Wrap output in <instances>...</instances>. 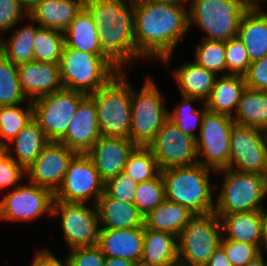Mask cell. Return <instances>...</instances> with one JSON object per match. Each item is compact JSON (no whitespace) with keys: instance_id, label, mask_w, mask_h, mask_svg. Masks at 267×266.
Listing matches in <instances>:
<instances>
[{"instance_id":"48","label":"cell","mask_w":267,"mask_h":266,"mask_svg":"<svg viewBox=\"0 0 267 266\" xmlns=\"http://www.w3.org/2000/svg\"><path fill=\"white\" fill-rule=\"evenodd\" d=\"M31 266H69L67 257L65 262L57 259L49 250L39 251L32 260Z\"/></svg>"},{"instance_id":"7","label":"cell","mask_w":267,"mask_h":266,"mask_svg":"<svg viewBox=\"0 0 267 266\" xmlns=\"http://www.w3.org/2000/svg\"><path fill=\"white\" fill-rule=\"evenodd\" d=\"M216 173L224 175L223 184L215 202L216 215L264 211L260 203L267 197L266 175L229 168Z\"/></svg>"},{"instance_id":"53","label":"cell","mask_w":267,"mask_h":266,"mask_svg":"<svg viewBox=\"0 0 267 266\" xmlns=\"http://www.w3.org/2000/svg\"><path fill=\"white\" fill-rule=\"evenodd\" d=\"M155 3L168 4V5H185L187 0H149Z\"/></svg>"},{"instance_id":"4","label":"cell","mask_w":267,"mask_h":266,"mask_svg":"<svg viewBox=\"0 0 267 266\" xmlns=\"http://www.w3.org/2000/svg\"><path fill=\"white\" fill-rule=\"evenodd\" d=\"M198 162L188 166L161 170L165 185L166 200L187 207L194 214L214 212L215 204L211 191L210 172Z\"/></svg>"},{"instance_id":"41","label":"cell","mask_w":267,"mask_h":266,"mask_svg":"<svg viewBox=\"0 0 267 266\" xmlns=\"http://www.w3.org/2000/svg\"><path fill=\"white\" fill-rule=\"evenodd\" d=\"M226 71L228 74L244 75L251 64L243 42L234 37L225 41Z\"/></svg>"},{"instance_id":"39","label":"cell","mask_w":267,"mask_h":266,"mask_svg":"<svg viewBox=\"0 0 267 266\" xmlns=\"http://www.w3.org/2000/svg\"><path fill=\"white\" fill-rule=\"evenodd\" d=\"M196 46L195 62L203 66L208 71L214 72L217 76L219 72H226L225 41L201 39Z\"/></svg>"},{"instance_id":"45","label":"cell","mask_w":267,"mask_h":266,"mask_svg":"<svg viewBox=\"0 0 267 266\" xmlns=\"http://www.w3.org/2000/svg\"><path fill=\"white\" fill-rule=\"evenodd\" d=\"M69 266H105L106 256L98 245L69 249Z\"/></svg>"},{"instance_id":"18","label":"cell","mask_w":267,"mask_h":266,"mask_svg":"<svg viewBox=\"0 0 267 266\" xmlns=\"http://www.w3.org/2000/svg\"><path fill=\"white\" fill-rule=\"evenodd\" d=\"M136 147L130 138L100 136L86 154L106 182L124 171L128 157Z\"/></svg>"},{"instance_id":"15","label":"cell","mask_w":267,"mask_h":266,"mask_svg":"<svg viewBox=\"0 0 267 266\" xmlns=\"http://www.w3.org/2000/svg\"><path fill=\"white\" fill-rule=\"evenodd\" d=\"M160 170L198 162L196 140L184 133L169 117L148 145Z\"/></svg>"},{"instance_id":"31","label":"cell","mask_w":267,"mask_h":266,"mask_svg":"<svg viewBox=\"0 0 267 266\" xmlns=\"http://www.w3.org/2000/svg\"><path fill=\"white\" fill-rule=\"evenodd\" d=\"M64 42L66 47L86 53L105 55L99 43L98 28L84 8L64 31Z\"/></svg>"},{"instance_id":"35","label":"cell","mask_w":267,"mask_h":266,"mask_svg":"<svg viewBox=\"0 0 267 266\" xmlns=\"http://www.w3.org/2000/svg\"><path fill=\"white\" fill-rule=\"evenodd\" d=\"M26 100L20 86L17 65L0 53V106L22 104Z\"/></svg>"},{"instance_id":"42","label":"cell","mask_w":267,"mask_h":266,"mask_svg":"<svg viewBox=\"0 0 267 266\" xmlns=\"http://www.w3.org/2000/svg\"><path fill=\"white\" fill-rule=\"evenodd\" d=\"M137 183L124 171L105 182L104 193L126 203H134Z\"/></svg>"},{"instance_id":"5","label":"cell","mask_w":267,"mask_h":266,"mask_svg":"<svg viewBox=\"0 0 267 266\" xmlns=\"http://www.w3.org/2000/svg\"><path fill=\"white\" fill-rule=\"evenodd\" d=\"M63 87L87 95L96 92L121 71L106 55H96L64 45L59 62Z\"/></svg>"},{"instance_id":"8","label":"cell","mask_w":267,"mask_h":266,"mask_svg":"<svg viewBox=\"0 0 267 266\" xmlns=\"http://www.w3.org/2000/svg\"><path fill=\"white\" fill-rule=\"evenodd\" d=\"M222 237L221 220L214 212L195 214L178 236L179 266H205Z\"/></svg>"},{"instance_id":"29","label":"cell","mask_w":267,"mask_h":266,"mask_svg":"<svg viewBox=\"0 0 267 266\" xmlns=\"http://www.w3.org/2000/svg\"><path fill=\"white\" fill-rule=\"evenodd\" d=\"M174 78L181 95L197 97L203 103L209 98L217 75L193 61L174 69Z\"/></svg>"},{"instance_id":"40","label":"cell","mask_w":267,"mask_h":266,"mask_svg":"<svg viewBox=\"0 0 267 266\" xmlns=\"http://www.w3.org/2000/svg\"><path fill=\"white\" fill-rule=\"evenodd\" d=\"M165 199V185L161 173L156 178L137 184L134 204L143 216H146Z\"/></svg>"},{"instance_id":"10","label":"cell","mask_w":267,"mask_h":266,"mask_svg":"<svg viewBox=\"0 0 267 266\" xmlns=\"http://www.w3.org/2000/svg\"><path fill=\"white\" fill-rule=\"evenodd\" d=\"M235 124L229 115L205 111L196 139L199 164L216 172L229 168L230 137Z\"/></svg>"},{"instance_id":"50","label":"cell","mask_w":267,"mask_h":266,"mask_svg":"<svg viewBox=\"0 0 267 266\" xmlns=\"http://www.w3.org/2000/svg\"><path fill=\"white\" fill-rule=\"evenodd\" d=\"M105 266H139L136 262L118 257H106Z\"/></svg>"},{"instance_id":"25","label":"cell","mask_w":267,"mask_h":266,"mask_svg":"<svg viewBox=\"0 0 267 266\" xmlns=\"http://www.w3.org/2000/svg\"><path fill=\"white\" fill-rule=\"evenodd\" d=\"M139 266H179L178 237L144 226L143 255Z\"/></svg>"},{"instance_id":"22","label":"cell","mask_w":267,"mask_h":266,"mask_svg":"<svg viewBox=\"0 0 267 266\" xmlns=\"http://www.w3.org/2000/svg\"><path fill=\"white\" fill-rule=\"evenodd\" d=\"M143 245L144 227L100 229L98 246L106 257L124 258L139 265Z\"/></svg>"},{"instance_id":"38","label":"cell","mask_w":267,"mask_h":266,"mask_svg":"<svg viewBox=\"0 0 267 266\" xmlns=\"http://www.w3.org/2000/svg\"><path fill=\"white\" fill-rule=\"evenodd\" d=\"M24 109L19 105L0 106V139L7 146L16 137L20 130L33 118L32 101ZM4 138L9 141L5 142Z\"/></svg>"},{"instance_id":"32","label":"cell","mask_w":267,"mask_h":266,"mask_svg":"<svg viewBox=\"0 0 267 266\" xmlns=\"http://www.w3.org/2000/svg\"><path fill=\"white\" fill-rule=\"evenodd\" d=\"M232 118L237 125L267 132V91L246 87Z\"/></svg>"},{"instance_id":"30","label":"cell","mask_w":267,"mask_h":266,"mask_svg":"<svg viewBox=\"0 0 267 266\" xmlns=\"http://www.w3.org/2000/svg\"><path fill=\"white\" fill-rule=\"evenodd\" d=\"M194 215L187 207L165 199L144 216V226L155 231L174 234L178 237Z\"/></svg>"},{"instance_id":"43","label":"cell","mask_w":267,"mask_h":266,"mask_svg":"<svg viewBox=\"0 0 267 266\" xmlns=\"http://www.w3.org/2000/svg\"><path fill=\"white\" fill-rule=\"evenodd\" d=\"M221 245L224 247L226 256L233 266H244L260 254V249L256 245L229 240L224 236L222 237Z\"/></svg>"},{"instance_id":"14","label":"cell","mask_w":267,"mask_h":266,"mask_svg":"<svg viewBox=\"0 0 267 266\" xmlns=\"http://www.w3.org/2000/svg\"><path fill=\"white\" fill-rule=\"evenodd\" d=\"M229 169L267 176V132L235 124L230 137Z\"/></svg>"},{"instance_id":"1","label":"cell","mask_w":267,"mask_h":266,"mask_svg":"<svg viewBox=\"0 0 267 266\" xmlns=\"http://www.w3.org/2000/svg\"><path fill=\"white\" fill-rule=\"evenodd\" d=\"M133 7L137 53L168 66L173 50L188 32V7L149 0H133Z\"/></svg>"},{"instance_id":"2","label":"cell","mask_w":267,"mask_h":266,"mask_svg":"<svg viewBox=\"0 0 267 266\" xmlns=\"http://www.w3.org/2000/svg\"><path fill=\"white\" fill-rule=\"evenodd\" d=\"M83 8L98 28L102 52L120 70L142 58L134 38L133 0H84Z\"/></svg>"},{"instance_id":"44","label":"cell","mask_w":267,"mask_h":266,"mask_svg":"<svg viewBox=\"0 0 267 266\" xmlns=\"http://www.w3.org/2000/svg\"><path fill=\"white\" fill-rule=\"evenodd\" d=\"M28 17V2L25 0H0V37L10 30L18 21Z\"/></svg>"},{"instance_id":"9","label":"cell","mask_w":267,"mask_h":266,"mask_svg":"<svg viewBox=\"0 0 267 266\" xmlns=\"http://www.w3.org/2000/svg\"><path fill=\"white\" fill-rule=\"evenodd\" d=\"M156 83L149 77L140 91L132 89L130 139L137 146L148 147L155 139L162 123L168 118V109L163 102Z\"/></svg>"},{"instance_id":"16","label":"cell","mask_w":267,"mask_h":266,"mask_svg":"<svg viewBox=\"0 0 267 266\" xmlns=\"http://www.w3.org/2000/svg\"><path fill=\"white\" fill-rule=\"evenodd\" d=\"M54 193L33 183L19 184L0 200V219L32 221L52 215Z\"/></svg>"},{"instance_id":"24","label":"cell","mask_w":267,"mask_h":266,"mask_svg":"<svg viewBox=\"0 0 267 266\" xmlns=\"http://www.w3.org/2000/svg\"><path fill=\"white\" fill-rule=\"evenodd\" d=\"M100 229L144 227V216L134 203L108 197L105 193L96 202Z\"/></svg>"},{"instance_id":"52","label":"cell","mask_w":267,"mask_h":266,"mask_svg":"<svg viewBox=\"0 0 267 266\" xmlns=\"http://www.w3.org/2000/svg\"><path fill=\"white\" fill-rule=\"evenodd\" d=\"M244 266H267V261L265 262L263 254L260 253L257 257L247 262Z\"/></svg>"},{"instance_id":"17","label":"cell","mask_w":267,"mask_h":266,"mask_svg":"<svg viewBox=\"0 0 267 266\" xmlns=\"http://www.w3.org/2000/svg\"><path fill=\"white\" fill-rule=\"evenodd\" d=\"M76 154L77 152L69 149L63 143L50 141L26 170L29 182L55 193Z\"/></svg>"},{"instance_id":"47","label":"cell","mask_w":267,"mask_h":266,"mask_svg":"<svg viewBox=\"0 0 267 266\" xmlns=\"http://www.w3.org/2000/svg\"><path fill=\"white\" fill-rule=\"evenodd\" d=\"M243 76L246 87L267 91V55L262 59L251 62L248 71Z\"/></svg>"},{"instance_id":"37","label":"cell","mask_w":267,"mask_h":266,"mask_svg":"<svg viewBox=\"0 0 267 266\" xmlns=\"http://www.w3.org/2000/svg\"><path fill=\"white\" fill-rule=\"evenodd\" d=\"M182 100L179 104L175 106V108L170 112L168 111V117L187 135L197 139V135L195 134L196 127H199V131L201 130L202 118L207 110L205 102H203V109L199 112V110L193 107L192 103L194 101L200 100L197 97H187L181 96ZM198 125V126H197Z\"/></svg>"},{"instance_id":"12","label":"cell","mask_w":267,"mask_h":266,"mask_svg":"<svg viewBox=\"0 0 267 266\" xmlns=\"http://www.w3.org/2000/svg\"><path fill=\"white\" fill-rule=\"evenodd\" d=\"M105 182L101 179L92 160L86 153H77L71 160L64 179L54 193V200L86 203L97 200L104 193Z\"/></svg>"},{"instance_id":"21","label":"cell","mask_w":267,"mask_h":266,"mask_svg":"<svg viewBox=\"0 0 267 266\" xmlns=\"http://www.w3.org/2000/svg\"><path fill=\"white\" fill-rule=\"evenodd\" d=\"M84 0H31L28 18L40 27L64 32L83 8Z\"/></svg>"},{"instance_id":"6","label":"cell","mask_w":267,"mask_h":266,"mask_svg":"<svg viewBox=\"0 0 267 266\" xmlns=\"http://www.w3.org/2000/svg\"><path fill=\"white\" fill-rule=\"evenodd\" d=\"M188 24L200 26L202 39L226 41L238 36L239 24L250 8L245 0H191Z\"/></svg>"},{"instance_id":"46","label":"cell","mask_w":267,"mask_h":266,"mask_svg":"<svg viewBox=\"0 0 267 266\" xmlns=\"http://www.w3.org/2000/svg\"><path fill=\"white\" fill-rule=\"evenodd\" d=\"M26 171L16 163L10 156V154L5 151L0 155V188L6 187H16L19 186L20 182Z\"/></svg>"},{"instance_id":"20","label":"cell","mask_w":267,"mask_h":266,"mask_svg":"<svg viewBox=\"0 0 267 266\" xmlns=\"http://www.w3.org/2000/svg\"><path fill=\"white\" fill-rule=\"evenodd\" d=\"M95 102L87 95L79 104L59 141L77 153H86L100 137Z\"/></svg>"},{"instance_id":"55","label":"cell","mask_w":267,"mask_h":266,"mask_svg":"<svg viewBox=\"0 0 267 266\" xmlns=\"http://www.w3.org/2000/svg\"><path fill=\"white\" fill-rule=\"evenodd\" d=\"M6 151V145L0 139V155H2Z\"/></svg>"},{"instance_id":"19","label":"cell","mask_w":267,"mask_h":266,"mask_svg":"<svg viewBox=\"0 0 267 266\" xmlns=\"http://www.w3.org/2000/svg\"><path fill=\"white\" fill-rule=\"evenodd\" d=\"M17 69L22 92L28 101L64 88L59 64L31 61L18 65Z\"/></svg>"},{"instance_id":"27","label":"cell","mask_w":267,"mask_h":266,"mask_svg":"<svg viewBox=\"0 0 267 266\" xmlns=\"http://www.w3.org/2000/svg\"><path fill=\"white\" fill-rule=\"evenodd\" d=\"M218 75L209 98L205 101L207 110L233 116L243 90L246 88L244 76L238 74Z\"/></svg>"},{"instance_id":"36","label":"cell","mask_w":267,"mask_h":266,"mask_svg":"<svg viewBox=\"0 0 267 266\" xmlns=\"http://www.w3.org/2000/svg\"><path fill=\"white\" fill-rule=\"evenodd\" d=\"M124 172L138 184L156 178L161 170L151 150L137 146L129 155Z\"/></svg>"},{"instance_id":"51","label":"cell","mask_w":267,"mask_h":266,"mask_svg":"<svg viewBox=\"0 0 267 266\" xmlns=\"http://www.w3.org/2000/svg\"><path fill=\"white\" fill-rule=\"evenodd\" d=\"M262 247L267 252V211L265 210L263 215V232H262V241L260 245V253H263Z\"/></svg>"},{"instance_id":"34","label":"cell","mask_w":267,"mask_h":266,"mask_svg":"<svg viewBox=\"0 0 267 266\" xmlns=\"http://www.w3.org/2000/svg\"><path fill=\"white\" fill-rule=\"evenodd\" d=\"M64 45V32L40 27L34 37V61L59 64Z\"/></svg>"},{"instance_id":"54","label":"cell","mask_w":267,"mask_h":266,"mask_svg":"<svg viewBox=\"0 0 267 266\" xmlns=\"http://www.w3.org/2000/svg\"><path fill=\"white\" fill-rule=\"evenodd\" d=\"M259 2H262V0H247V3L250 7H259Z\"/></svg>"},{"instance_id":"23","label":"cell","mask_w":267,"mask_h":266,"mask_svg":"<svg viewBox=\"0 0 267 266\" xmlns=\"http://www.w3.org/2000/svg\"><path fill=\"white\" fill-rule=\"evenodd\" d=\"M251 62L267 55V11L250 7L240 20L238 36Z\"/></svg>"},{"instance_id":"49","label":"cell","mask_w":267,"mask_h":266,"mask_svg":"<svg viewBox=\"0 0 267 266\" xmlns=\"http://www.w3.org/2000/svg\"><path fill=\"white\" fill-rule=\"evenodd\" d=\"M205 266H233L230 260L227 258L224 247H219L211 255L210 259Z\"/></svg>"},{"instance_id":"3","label":"cell","mask_w":267,"mask_h":266,"mask_svg":"<svg viewBox=\"0 0 267 266\" xmlns=\"http://www.w3.org/2000/svg\"><path fill=\"white\" fill-rule=\"evenodd\" d=\"M123 70L89 94L95 102L101 136L130 138L132 85Z\"/></svg>"},{"instance_id":"11","label":"cell","mask_w":267,"mask_h":266,"mask_svg":"<svg viewBox=\"0 0 267 266\" xmlns=\"http://www.w3.org/2000/svg\"><path fill=\"white\" fill-rule=\"evenodd\" d=\"M87 94L62 88L32 101L33 118L49 141L59 142L67 132L72 117Z\"/></svg>"},{"instance_id":"28","label":"cell","mask_w":267,"mask_h":266,"mask_svg":"<svg viewBox=\"0 0 267 266\" xmlns=\"http://www.w3.org/2000/svg\"><path fill=\"white\" fill-rule=\"evenodd\" d=\"M49 142L39 123L32 118L10 142L14 145L13 152L16 153L17 157L12 155L10 145L6 146V151L26 171Z\"/></svg>"},{"instance_id":"33","label":"cell","mask_w":267,"mask_h":266,"mask_svg":"<svg viewBox=\"0 0 267 266\" xmlns=\"http://www.w3.org/2000/svg\"><path fill=\"white\" fill-rule=\"evenodd\" d=\"M31 22L14 31L7 40L0 37V53L17 66L34 61V37L40 26Z\"/></svg>"},{"instance_id":"13","label":"cell","mask_w":267,"mask_h":266,"mask_svg":"<svg viewBox=\"0 0 267 266\" xmlns=\"http://www.w3.org/2000/svg\"><path fill=\"white\" fill-rule=\"evenodd\" d=\"M54 200L52 216L61 217L66 244L70 249L98 245L100 223L96 204Z\"/></svg>"},{"instance_id":"26","label":"cell","mask_w":267,"mask_h":266,"mask_svg":"<svg viewBox=\"0 0 267 266\" xmlns=\"http://www.w3.org/2000/svg\"><path fill=\"white\" fill-rule=\"evenodd\" d=\"M264 211H251L217 215L226 239L246 242L260 249L263 232Z\"/></svg>"}]
</instances>
